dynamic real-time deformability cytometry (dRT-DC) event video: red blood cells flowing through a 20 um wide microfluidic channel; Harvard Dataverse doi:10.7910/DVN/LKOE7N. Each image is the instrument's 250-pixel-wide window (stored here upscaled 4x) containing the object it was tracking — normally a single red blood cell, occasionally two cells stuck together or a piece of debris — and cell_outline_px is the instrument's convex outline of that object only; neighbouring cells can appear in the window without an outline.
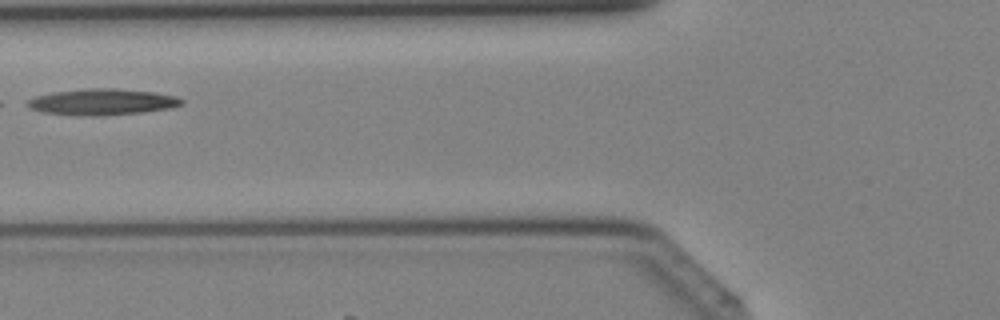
{"species": "Egyptian fruit bat (a non-hibernating species)", "species_latin": "Rousettus aegyptiacus", "temperature_condition": "cold", "stored_images_in_passage": 26, "camera_frame_rate_fps": 3000, "um_per_image_px": 0.085, "animal": {"sex": "female"}, "frame": {"image": 1, "passage_image": 5, "time_ms": 1.333, "image_size_px": [1000, 320], "cell_outline_px": [[184, 104], [168, 108], [140, 112], [40, 112], [32, 108], [28, 104], [28, 100], [36, 96], [52, 92], [84, 88], [116, 88], [156, 92], [176, 96], [184, 100]], "centroid_in_image_um": [8.78, 8.58], "position_along_channel_um": 117.0, "area_um2": 21.91}}
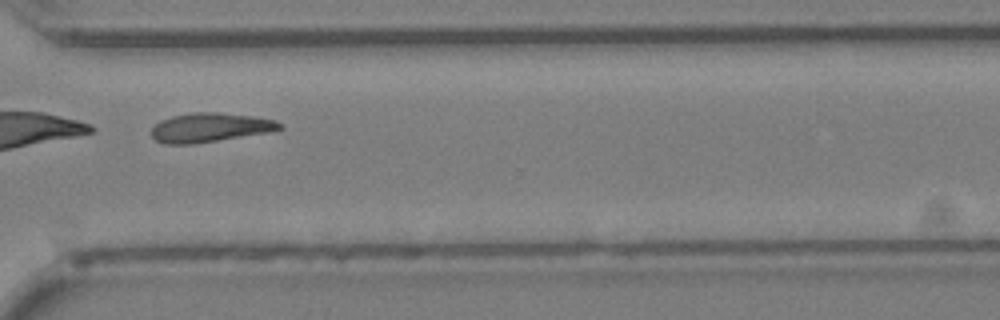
{"frame": {"image": 2, "passage_image": 19, "time_ms": 6.0, "image_size_px": [1000, 320], "cell_outline_px": [[284, 128], [268, 132], [192, 144], [164, 144], [156, 140], [152, 136], [152, 128], [160, 120], [172, 116], [192, 112], [216, 112], [252, 116], [272, 120], [280, 124]], "centroid_in_image_um": [17.79, 10.83], "position_along_channel_um": 352.8, "area_um2": 21.44}}